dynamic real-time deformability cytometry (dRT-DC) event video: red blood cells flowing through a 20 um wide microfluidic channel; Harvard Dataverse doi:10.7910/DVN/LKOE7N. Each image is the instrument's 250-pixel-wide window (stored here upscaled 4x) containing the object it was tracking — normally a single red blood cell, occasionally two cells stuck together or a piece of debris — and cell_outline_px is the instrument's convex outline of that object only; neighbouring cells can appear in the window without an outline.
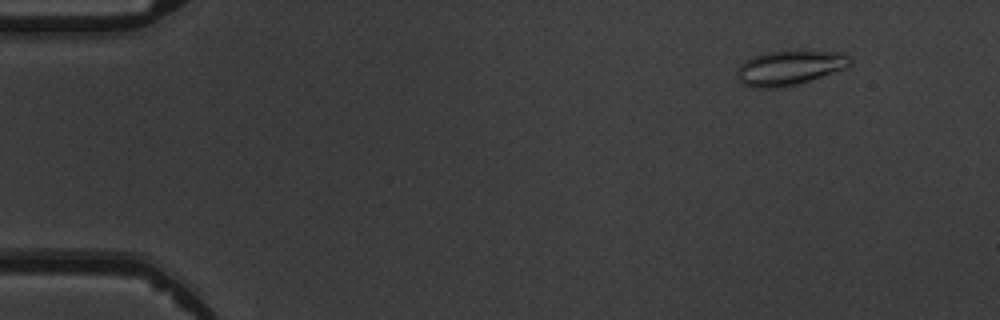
{"species": "common noctule bat (a hibernating species)", "species_latin": "Nyctalus noctula", "temperature_condition": "warm", "stored_images_in_passage": 4, "camera_frame_rate_fps": 3000, "um_per_image_px": 0.085, "animal": {"sex": "male", "body_mass_g": 19.5, "forearm_length_mm": 54.6}, "frame": {"image": 1, "passage_image": 2, "time_ms": 1.333, "image_size_px": [1000, 320], "cell_outline_px": [[852, 64], [844, 68], [796, 84], [776, 88], [752, 88], [744, 84], [740, 80], [736, 72], [736, 68], [744, 60], [752, 56], [764, 52], [788, 48], [804, 48], [844, 52], [852, 56]], "centroid_in_image_um": [67.13, 5.67], "position_along_channel_um": 17.9, "area_um2": 23.87}}